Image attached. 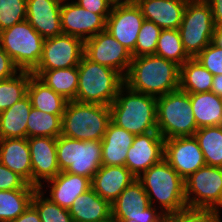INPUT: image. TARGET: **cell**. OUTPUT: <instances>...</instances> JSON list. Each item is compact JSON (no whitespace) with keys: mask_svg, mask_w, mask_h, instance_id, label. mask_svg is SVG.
Listing matches in <instances>:
<instances>
[{"mask_svg":"<svg viewBox=\"0 0 222 222\" xmlns=\"http://www.w3.org/2000/svg\"><path fill=\"white\" fill-rule=\"evenodd\" d=\"M27 95L33 108L50 114H63L68 103L35 75L30 77Z\"/></svg>","mask_w":222,"mask_h":222,"instance_id":"obj_29","label":"cell"},{"mask_svg":"<svg viewBox=\"0 0 222 222\" xmlns=\"http://www.w3.org/2000/svg\"><path fill=\"white\" fill-rule=\"evenodd\" d=\"M215 28L209 3L206 0H188L178 30L183 47L191 58L212 42Z\"/></svg>","mask_w":222,"mask_h":222,"instance_id":"obj_9","label":"cell"},{"mask_svg":"<svg viewBox=\"0 0 222 222\" xmlns=\"http://www.w3.org/2000/svg\"><path fill=\"white\" fill-rule=\"evenodd\" d=\"M143 17L161 29H179L188 0H135Z\"/></svg>","mask_w":222,"mask_h":222,"instance_id":"obj_20","label":"cell"},{"mask_svg":"<svg viewBox=\"0 0 222 222\" xmlns=\"http://www.w3.org/2000/svg\"><path fill=\"white\" fill-rule=\"evenodd\" d=\"M135 135L110 122L101 140L103 166H125L127 151Z\"/></svg>","mask_w":222,"mask_h":222,"instance_id":"obj_24","label":"cell"},{"mask_svg":"<svg viewBox=\"0 0 222 222\" xmlns=\"http://www.w3.org/2000/svg\"><path fill=\"white\" fill-rule=\"evenodd\" d=\"M184 183L187 208L221 212L222 167L204 165L184 179Z\"/></svg>","mask_w":222,"mask_h":222,"instance_id":"obj_10","label":"cell"},{"mask_svg":"<svg viewBox=\"0 0 222 222\" xmlns=\"http://www.w3.org/2000/svg\"><path fill=\"white\" fill-rule=\"evenodd\" d=\"M56 152L60 172L92 180L102 166L101 140L81 141L60 135L57 137Z\"/></svg>","mask_w":222,"mask_h":222,"instance_id":"obj_8","label":"cell"},{"mask_svg":"<svg viewBox=\"0 0 222 222\" xmlns=\"http://www.w3.org/2000/svg\"><path fill=\"white\" fill-rule=\"evenodd\" d=\"M44 40L27 20L0 32V46L20 71L32 72L38 66Z\"/></svg>","mask_w":222,"mask_h":222,"instance_id":"obj_7","label":"cell"},{"mask_svg":"<svg viewBox=\"0 0 222 222\" xmlns=\"http://www.w3.org/2000/svg\"><path fill=\"white\" fill-rule=\"evenodd\" d=\"M211 91L218 96H222V74L213 76Z\"/></svg>","mask_w":222,"mask_h":222,"instance_id":"obj_47","label":"cell"},{"mask_svg":"<svg viewBox=\"0 0 222 222\" xmlns=\"http://www.w3.org/2000/svg\"><path fill=\"white\" fill-rule=\"evenodd\" d=\"M38 189L52 202L64 209H69L77 196L91 188V180L85 176L71 174L65 171L44 182Z\"/></svg>","mask_w":222,"mask_h":222,"instance_id":"obj_18","label":"cell"},{"mask_svg":"<svg viewBox=\"0 0 222 222\" xmlns=\"http://www.w3.org/2000/svg\"><path fill=\"white\" fill-rule=\"evenodd\" d=\"M31 73L66 100L74 101L76 99L78 90L77 66L65 69L33 70Z\"/></svg>","mask_w":222,"mask_h":222,"instance_id":"obj_28","label":"cell"},{"mask_svg":"<svg viewBox=\"0 0 222 222\" xmlns=\"http://www.w3.org/2000/svg\"><path fill=\"white\" fill-rule=\"evenodd\" d=\"M71 1V2H70ZM106 18L80 7L73 0H63L61 5L62 33L83 41L106 30Z\"/></svg>","mask_w":222,"mask_h":222,"instance_id":"obj_15","label":"cell"},{"mask_svg":"<svg viewBox=\"0 0 222 222\" xmlns=\"http://www.w3.org/2000/svg\"><path fill=\"white\" fill-rule=\"evenodd\" d=\"M62 115L50 114L32 107L27 120V138L38 136L57 138L62 132Z\"/></svg>","mask_w":222,"mask_h":222,"instance_id":"obj_32","label":"cell"},{"mask_svg":"<svg viewBox=\"0 0 222 222\" xmlns=\"http://www.w3.org/2000/svg\"><path fill=\"white\" fill-rule=\"evenodd\" d=\"M137 179L126 166H101L91 180V188L112 204Z\"/></svg>","mask_w":222,"mask_h":222,"instance_id":"obj_21","label":"cell"},{"mask_svg":"<svg viewBox=\"0 0 222 222\" xmlns=\"http://www.w3.org/2000/svg\"><path fill=\"white\" fill-rule=\"evenodd\" d=\"M194 137L203 152L206 165L222 167V126L199 128Z\"/></svg>","mask_w":222,"mask_h":222,"instance_id":"obj_31","label":"cell"},{"mask_svg":"<svg viewBox=\"0 0 222 222\" xmlns=\"http://www.w3.org/2000/svg\"><path fill=\"white\" fill-rule=\"evenodd\" d=\"M19 71L8 53L0 46V81L13 77Z\"/></svg>","mask_w":222,"mask_h":222,"instance_id":"obj_43","label":"cell"},{"mask_svg":"<svg viewBox=\"0 0 222 222\" xmlns=\"http://www.w3.org/2000/svg\"><path fill=\"white\" fill-rule=\"evenodd\" d=\"M113 5H116V4H123V3H128L130 2L131 0H109Z\"/></svg>","mask_w":222,"mask_h":222,"instance_id":"obj_49","label":"cell"},{"mask_svg":"<svg viewBox=\"0 0 222 222\" xmlns=\"http://www.w3.org/2000/svg\"><path fill=\"white\" fill-rule=\"evenodd\" d=\"M78 69V90L75 101L110 106L125 85L124 76L83 55Z\"/></svg>","mask_w":222,"mask_h":222,"instance_id":"obj_4","label":"cell"},{"mask_svg":"<svg viewBox=\"0 0 222 222\" xmlns=\"http://www.w3.org/2000/svg\"><path fill=\"white\" fill-rule=\"evenodd\" d=\"M164 141L158 131L135 135L125 166L136 178L164 158Z\"/></svg>","mask_w":222,"mask_h":222,"instance_id":"obj_16","label":"cell"},{"mask_svg":"<svg viewBox=\"0 0 222 222\" xmlns=\"http://www.w3.org/2000/svg\"><path fill=\"white\" fill-rule=\"evenodd\" d=\"M220 211L185 209L177 214L165 215L163 222H222Z\"/></svg>","mask_w":222,"mask_h":222,"instance_id":"obj_39","label":"cell"},{"mask_svg":"<svg viewBox=\"0 0 222 222\" xmlns=\"http://www.w3.org/2000/svg\"><path fill=\"white\" fill-rule=\"evenodd\" d=\"M32 105L26 95L0 113V139L27 138V120Z\"/></svg>","mask_w":222,"mask_h":222,"instance_id":"obj_26","label":"cell"},{"mask_svg":"<svg viewBox=\"0 0 222 222\" xmlns=\"http://www.w3.org/2000/svg\"><path fill=\"white\" fill-rule=\"evenodd\" d=\"M29 71H19L13 77L0 81V113L27 95Z\"/></svg>","mask_w":222,"mask_h":222,"instance_id":"obj_34","label":"cell"},{"mask_svg":"<svg viewBox=\"0 0 222 222\" xmlns=\"http://www.w3.org/2000/svg\"><path fill=\"white\" fill-rule=\"evenodd\" d=\"M212 43L219 48H222V29L215 28Z\"/></svg>","mask_w":222,"mask_h":222,"instance_id":"obj_48","label":"cell"},{"mask_svg":"<svg viewBox=\"0 0 222 222\" xmlns=\"http://www.w3.org/2000/svg\"><path fill=\"white\" fill-rule=\"evenodd\" d=\"M80 7L93 12L101 14L106 19L110 15L113 4L109 0H73Z\"/></svg>","mask_w":222,"mask_h":222,"instance_id":"obj_42","label":"cell"},{"mask_svg":"<svg viewBox=\"0 0 222 222\" xmlns=\"http://www.w3.org/2000/svg\"><path fill=\"white\" fill-rule=\"evenodd\" d=\"M36 189L0 190V222H11L31 204Z\"/></svg>","mask_w":222,"mask_h":222,"instance_id":"obj_33","label":"cell"},{"mask_svg":"<svg viewBox=\"0 0 222 222\" xmlns=\"http://www.w3.org/2000/svg\"><path fill=\"white\" fill-rule=\"evenodd\" d=\"M110 122L108 105L68 101L61 135L81 141L102 140Z\"/></svg>","mask_w":222,"mask_h":222,"instance_id":"obj_5","label":"cell"},{"mask_svg":"<svg viewBox=\"0 0 222 222\" xmlns=\"http://www.w3.org/2000/svg\"><path fill=\"white\" fill-rule=\"evenodd\" d=\"M155 55L173 61L179 66L191 58L183 47L178 29H162Z\"/></svg>","mask_w":222,"mask_h":222,"instance_id":"obj_35","label":"cell"},{"mask_svg":"<svg viewBox=\"0 0 222 222\" xmlns=\"http://www.w3.org/2000/svg\"><path fill=\"white\" fill-rule=\"evenodd\" d=\"M145 18L135 1L112 6L106 20L108 31L134 57L137 36Z\"/></svg>","mask_w":222,"mask_h":222,"instance_id":"obj_13","label":"cell"},{"mask_svg":"<svg viewBox=\"0 0 222 222\" xmlns=\"http://www.w3.org/2000/svg\"><path fill=\"white\" fill-rule=\"evenodd\" d=\"M68 211L73 222H96L112 217L111 204L92 188L77 196Z\"/></svg>","mask_w":222,"mask_h":222,"instance_id":"obj_25","label":"cell"},{"mask_svg":"<svg viewBox=\"0 0 222 222\" xmlns=\"http://www.w3.org/2000/svg\"><path fill=\"white\" fill-rule=\"evenodd\" d=\"M84 55L95 63L116 70L124 77L132 61L131 53L106 30L84 41Z\"/></svg>","mask_w":222,"mask_h":222,"instance_id":"obj_11","label":"cell"},{"mask_svg":"<svg viewBox=\"0 0 222 222\" xmlns=\"http://www.w3.org/2000/svg\"><path fill=\"white\" fill-rule=\"evenodd\" d=\"M0 163L32 185V164L28 138L0 139Z\"/></svg>","mask_w":222,"mask_h":222,"instance_id":"obj_23","label":"cell"},{"mask_svg":"<svg viewBox=\"0 0 222 222\" xmlns=\"http://www.w3.org/2000/svg\"><path fill=\"white\" fill-rule=\"evenodd\" d=\"M216 28L222 29V3H209Z\"/></svg>","mask_w":222,"mask_h":222,"instance_id":"obj_46","label":"cell"},{"mask_svg":"<svg viewBox=\"0 0 222 222\" xmlns=\"http://www.w3.org/2000/svg\"><path fill=\"white\" fill-rule=\"evenodd\" d=\"M137 180L144 187L150 205L164 215L177 214L187 209L184 179L164 158L142 173Z\"/></svg>","mask_w":222,"mask_h":222,"instance_id":"obj_2","label":"cell"},{"mask_svg":"<svg viewBox=\"0 0 222 222\" xmlns=\"http://www.w3.org/2000/svg\"><path fill=\"white\" fill-rule=\"evenodd\" d=\"M213 75L196 58L180 66L179 89L188 94L210 92Z\"/></svg>","mask_w":222,"mask_h":222,"instance_id":"obj_30","label":"cell"},{"mask_svg":"<svg viewBox=\"0 0 222 222\" xmlns=\"http://www.w3.org/2000/svg\"><path fill=\"white\" fill-rule=\"evenodd\" d=\"M27 0H0V32L26 20Z\"/></svg>","mask_w":222,"mask_h":222,"instance_id":"obj_38","label":"cell"},{"mask_svg":"<svg viewBox=\"0 0 222 222\" xmlns=\"http://www.w3.org/2000/svg\"><path fill=\"white\" fill-rule=\"evenodd\" d=\"M195 58L213 76L222 74V48L217 47L212 42L206 46Z\"/></svg>","mask_w":222,"mask_h":222,"instance_id":"obj_40","label":"cell"},{"mask_svg":"<svg viewBox=\"0 0 222 222\" xmlns=\"http://www.w3.org/2000/svg\"><path fill=\"white\" fill-rule=\"evenodd\" d=\"M164 159L183 179L206 165L203 152L194 136L165 139Z\"/></svg>","mask_w":222,"mask_h":222,"instance_id":"obj_14","label":"cell"},{"mask_svg":"<svg viewBox=\"0 0 222 222\" xmlns=\"http://www.w3.org/2000/svg\"><path fill=\"white\" fill-rule=\"evenodd\" d=\"M162 29L154 22L144 20L137 36L134 57L155 55Z\"/></svg>","mask_w":222,"mask_h":222,"instance_id":"obj_37","label":"cell"},{"mask_svg":"<svg viewBox=\"0 0 222 222\" xmlns=\"http://www.w3.org/2000/svg\"><path fill=\"white\" fill-rule=\"evenodd\" d=\"M149 198L142 184L135 179L111 204L112 219L124 222L128 217L149 215Z\"/></svg>","mask_w":222,"mask_h":222,"instance_id":"obj_22","label":"cell"},{"mask_svg":"<svg viewBox=\"0 0 222 222\" xmlns=\"http://www.w3.org/2000/svg\"><path fill=\"white\" fill-rule=\"evenodd\" d=\"M96 222H115L112 217L110 219L107 220H101V221H96Z\"/></svg>","mask_w":222,"mask_h":222,"instance_id":"obj_51","label":"cell"},{"mask_svg":"<svg viewBox=\"0 0 222 222\" xmlns=\"http://www.w3.org/2000/svg\"><path fill=\"white\" fill-rule=\"evenodd\" d=\"M84 55V41L68 34L44 40L42 56L34 70L65 69L78 66Z\"/></svg>","mask_w":222,"mask_h":222,"instance_id":"obj_12","label":"cell"},{"mask_svg":"<svg viewBox=\"0 0 222 222\" xmlns=\"http://www.w3.org/2000/svg\"><path fill=\"white\" fill-rule=\"evenodd\" d=\"M63 0H27L26 20L44 38L62 34L61 5Z\"/></svg>","mask_w":222,"mask_h":222,"instance_id":"obj_19","label":"cell"},{"mask_svg":"<svg viewBox=\"0 0 222 222\" xmlns=\"http://www.w3.org/2000/svg\"><path fill=\"white\" fill-rule=\"evenodd\" d=\"M11 222H41L37 210L30 204L28 208Z\"/></svg>","mask_w":222,"mask_h":222,"instance_id":"obj_45","label":"cell"},{"mask_svg":"<svg viewBox=\"0 0 222 222\" xmlns=\"http://www.w3.org/2000/svg\"><path fill=\"white\" fill-rule=\"evenodd\" d=\"M37 189L19 174L0 163V190Z\"/></svg>","mask_w":222,"mask_h":222,"instance_id":"obj_41","label":"cell"},{"mask_svg":"<svg viewBox=\"0 0 222 222\" xmlns=\"http://www.w3.org/2000/svg\"><path fill=\"white\" fill-rule=\"evenodd\" d=\"M157 131L164 139L194 136L198 130L190 94L180 89L157 97Z\"/></svg>","mask_w":222,"mask_h":222,"instance_id":"obj_6","label":"cell"},{"mask_svg":"<svg viewBox=\"0 0 222 222\" xmlns=\"http://www.w3.org/2000/svg\"><path fill=\"white\" fill-rule=\"evenodd\" d=\"M31 205L37 210L41 222H73L67 209L52 202L38 188L32 196Z\"/></svg>","mask_w":222,"mask_h":222,"instance_id":"obj_36","label":"cell"},{"mask_svg":"<svg viewBox=\"0 0 222 222\" xmlns=\"http://www.w3.org/2000/svg\"><path fill=\"white\" fill-rule=\"evenodd\" d=\"M56 143L57 138L54 137L28 138L32 164V185L37 188L60 173Z\"/></svg>","mask_w":222,"mask_h":222,"instance_id":"obj_17","label":"cell"},{"mask_svg":"<svg viewBox=\"0 0 222 222\" xmlns=\"http://www.w3.org/2000/svg\"><path fill=\"white\" fill-rule=\"evenodd\" d=\"M180 66L156 55L132 57L124 77L132 91L159 97L179 89Z\"/></svg>","mask_w":222,"mask_h":222,"instance_id":"obj_1","label":"cell"},{"mask_svg":"<svg viewBox=\"0 0 222 222\" xmlns=\"http://www.w3.org/2000/svg\"><path fill=\"white\" fill-rule=\"evenodd\" d=\"M192 111L197 128L222 126L221 97L210 92L190 94Z\"/></svg>","mask_w":222,"mask_h":222,"instance_id":"obj_27","label":"cell"},{"mask_svg":"<svg viewBox=\"0 0 222 222\" xmlns=\"http://www.w3.org/2000/svg\"><path fill=\"white\" fill-rule=\"evenodd\" d=\"M153 205L149 206V215H139L138 217H128L124 222H163L165 215L158 211Z\"/></svg>","mask_w":222,"mask_h":222,"instance_id":"obj_44","label":"cell"},{"mask_svg":"<svg viewBox=\"0 0 222 222\" xmlns=\"http://www.w3.org/2000/svg\"><path fill=\"white\" fill-rule=\"evenodd\" d=\"M208 3H222V0H206Z\"/></svg>","mask_w":222,"mask_h":222,"instance_id":"obj_50","label":"cell"},{"mask_svg":"<svg viewBox=\"0 0 222 222\" xmlns=\"http://www.w3.org/2000/svg\"><path fill=\"white\" fill-rule=\"evenodd\" d=\"M109 108L111 122L129 133L157 131V97L134 92L124 85Z\"/></svg>","mask_w":222,"mask_h":222,"instance_id":"obj_3","label":"cell"}]
</instances>
